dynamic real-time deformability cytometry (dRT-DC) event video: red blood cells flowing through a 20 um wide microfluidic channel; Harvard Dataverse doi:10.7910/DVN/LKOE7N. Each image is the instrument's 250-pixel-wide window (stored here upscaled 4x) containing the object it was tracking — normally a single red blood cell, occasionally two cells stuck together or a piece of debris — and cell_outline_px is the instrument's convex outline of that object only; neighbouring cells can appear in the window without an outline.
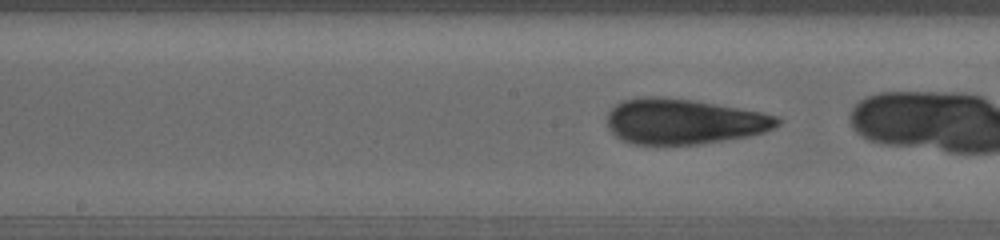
{"species": "human", "species_latin": "Homo sapiens", "temperature_condition": "warm", "stored_images_in_passage": 73, "camera_frame_rate_fps": 3000, "um_per_image_px": 0.085, "donor": {"sex": "female"}, "frame": {"image": 1, "passage_image": 49, "time_ms": 12.667, "image_size_px": [1000, 240], "cell_outline_px": [[780, 124], [764, 132], [748, 136], [700, 144], [632, 144], [620, 140], [608, 128], [608, 112], [616, 104], [624, 100], [644, 96], [660, 96], [692, 100], [716, 104], [760, 112], [776, 116], [780, 120]], "centroid_in_image_um": [58.08, 10.32], "position_along_channel_um": 190.1, "area_um2": 44.85}}